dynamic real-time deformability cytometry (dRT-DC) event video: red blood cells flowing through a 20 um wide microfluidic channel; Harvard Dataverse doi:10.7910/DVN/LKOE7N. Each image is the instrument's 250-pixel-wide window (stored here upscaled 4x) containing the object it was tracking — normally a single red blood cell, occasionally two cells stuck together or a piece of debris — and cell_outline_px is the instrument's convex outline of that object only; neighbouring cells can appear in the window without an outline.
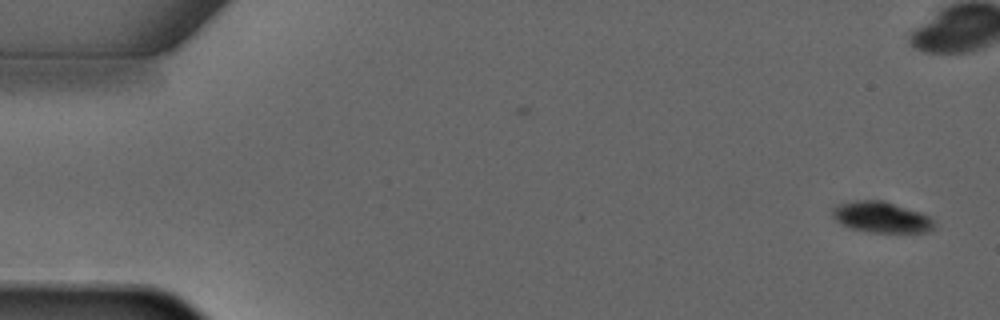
{"species": "common noctule bat (a hibernating species)", "species_latin": "Nyctalus noctula", "temperature_condition": "warm", "stored_images_in_passage": 4, "camera_frame_rate_fps": 3000, "um_per_image_px": 0.085, "animal": {"sex": "male", "forearm_length_mm": 52.5}, "frame": {"image": 1, "passage_image": 1, "time_ms": 0.0, "image_size_px": [1000, 320], "cell_outline_px": [[936, 228], [928, 232], [868, 232], [852, 228], [840, 224], [832, 216], [832, 208], [840, 204], [856, 200], [884, 200], [932, 216], [936, 220]], "centroid_in_image_um": [74.98, 18.46], "position_along_channel_um": 10.0, "area_um2": 18.61}}